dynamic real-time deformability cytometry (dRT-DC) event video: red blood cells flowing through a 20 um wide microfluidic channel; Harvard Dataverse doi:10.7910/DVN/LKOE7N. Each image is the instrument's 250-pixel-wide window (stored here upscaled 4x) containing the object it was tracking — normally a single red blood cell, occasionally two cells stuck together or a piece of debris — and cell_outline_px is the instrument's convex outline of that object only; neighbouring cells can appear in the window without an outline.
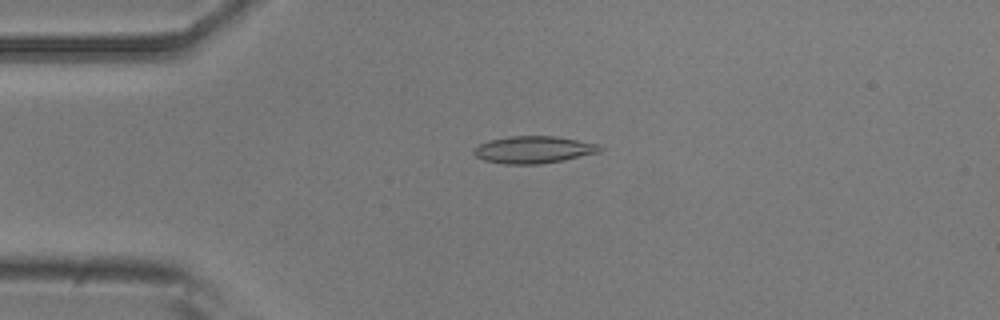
{"species": "common noctule bat (a hibernating species)", "species_latin": "Nyctalus noctula", "temperature_condition": "room temperature", "stored_images_in_passage": 52, "camera_frame_rate_fps": 3000, "um_per_image_px": 0.085, "animal": {"sex": "male", "body_mass_g": 20.5, "forearm_length_mm": 52.5}, "frame": {"image": 1, "passage_image": 12, "time_ms": 3.667, "image_size_px": [1000, 320], "cell_outline_px": [[604, 148], [600, 152], [564, 160], [540, 164], [504, 164], [484, 160], [476, 156], [472, 152], [480, 144], [488, 140], [508, 136], [556, 136], [596, 144]], "centroid_in_image_um": [45.34, 12.72], "position_along_channel_um": 39.7, "area_um2": 19.88}}
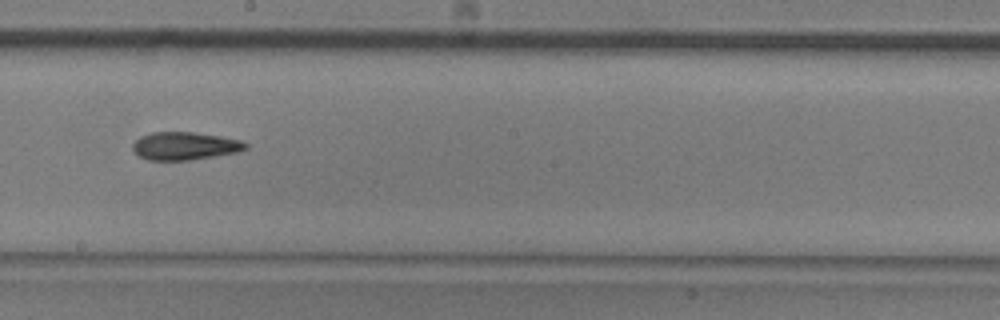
{"frame": {"image": 2, "passage_image": 29, "time_ms": 9.333, "image_size_px": [1000, 320], "cell_outline_px": [[248, 148], [236, 152], [188, 160], [148, 160], [140, 156], [132, 148], [132, 144], [140, 136], [152, 132], [192, 132], [220, 136], [240, 140], [248, 144]], "centroid_in_image_um": [15.69, 12.4], "position_along_channel_um": 232.5, "area_um2": 18.15}}
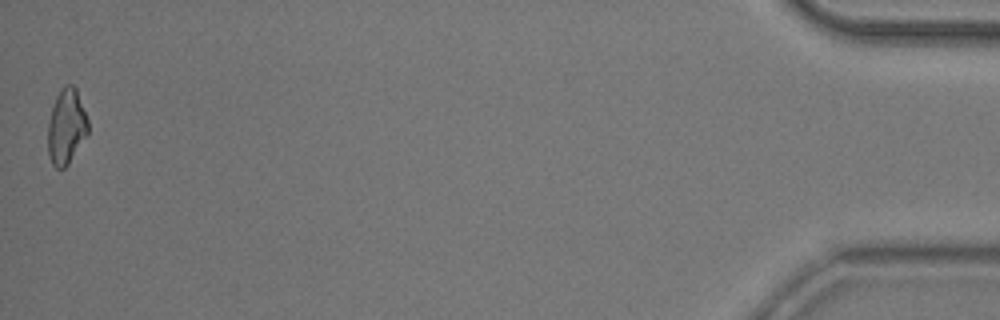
{"frame": {"image": 3, "passage_image": 52, "time_ms": 17.0, "image_size_px": [1000, 320], "cell_outline_px": [[88, 132], [68, 164], [64, 168], [56, 168], [52, 164], [48, 156], [48, 120], [56, 96], [60, 88], [64, 84], [72, 84], [76, 88], [88, 120]], "centroid_in_image_um": [5.62, 10.74], "position_along_channel_um": 429.6, "area_um2": 17.57}, "authors_computed_cell_mechanics": {"area_um2": 18.3804, "velocity_mm_per_s": 3.8267, "shape_relaxation_time_tau1_ms": 8.45, "shape_relaxation_time_tau2_ms": 7.9644, "deformation_change_tau1": 0.2036, "deformation_change_tau2": 0.1571}}